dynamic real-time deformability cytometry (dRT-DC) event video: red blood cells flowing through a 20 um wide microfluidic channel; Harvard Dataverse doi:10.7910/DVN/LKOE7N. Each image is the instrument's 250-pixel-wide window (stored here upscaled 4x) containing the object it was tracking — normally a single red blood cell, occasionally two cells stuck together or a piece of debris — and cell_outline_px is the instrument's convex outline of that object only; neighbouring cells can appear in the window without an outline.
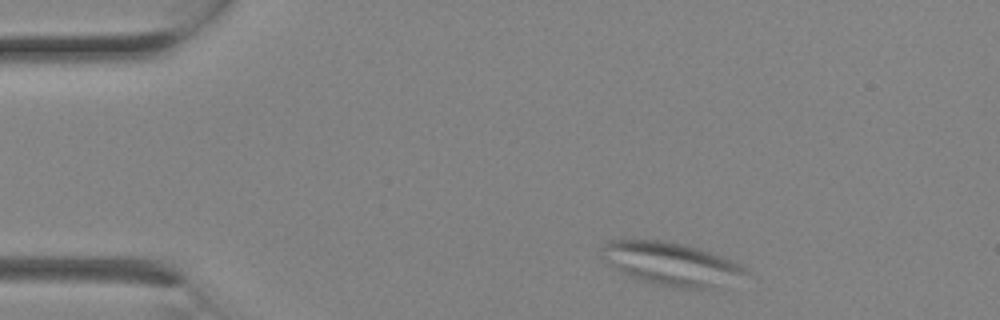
{"species": "Egyptian fruit bat (a non-hibernating species)", "species_latin": "Rousettus aegyptiacus", "temperature_condition": "room temperature", "stored_images_in_passage": 3, "segment_of_instrument_passage": [1, 2], "camera_frame_rate_fps": 3000, "um_per_image_px": 0.085, "animal": {"sex": "female"}, "frame": {"image": 1, "passage_image": 1, "time_ms": 0.0, "image_size_px": [1000, 320], "cell_outline_px": [[748, 272], [708, 288], [676, 288], [656, 284], [640, 280], [608, 264], [600, 256], [600, 248], [608, 240], [660, 240], [684, 244], [720, 256], [740, 264]], "centroid_in_image_um": [56.92, 22.39], "position_along_channel_um": 28.1, "area_um2": 35.03}}